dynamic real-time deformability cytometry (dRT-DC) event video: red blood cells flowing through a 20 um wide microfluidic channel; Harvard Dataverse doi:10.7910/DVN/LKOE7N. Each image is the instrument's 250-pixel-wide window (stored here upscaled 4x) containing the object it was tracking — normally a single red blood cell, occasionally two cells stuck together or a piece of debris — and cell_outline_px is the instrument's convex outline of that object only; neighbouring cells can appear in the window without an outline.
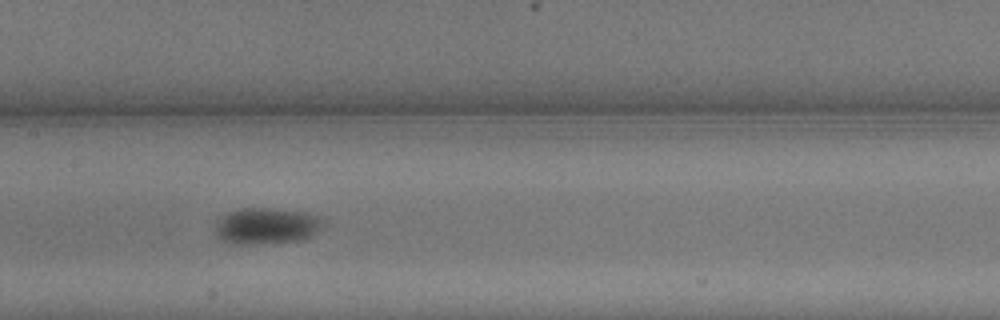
{"species": "common noctule bat (a hibernating species)", "species_latin": "Nyctalus noctula", "temperature_condition": "warm", "stored_images_in_passage": 19, "camera_frame_rate_fps": 3000, "um_per_image_px": 0.085, "animal": {"sex": "male", "body_mass_g": 13.3}, "frame": {"image": 1, "passage_image": 6, "time_ms": 1.667, "image_size_px": [1000, 320], "cell_outline_px": [[324, 224], [312, 236], [304, 240], [260, 244], [232, 244], [216, 236], [216, 224], [220, 216], [228, 212], [240, 208], [272, 208], [308, 212], [324, 220]], "centroid_in_image_um": [22.66, 19.2], "position_along_channel_um": 184.7, "area_um2": 23.12}}
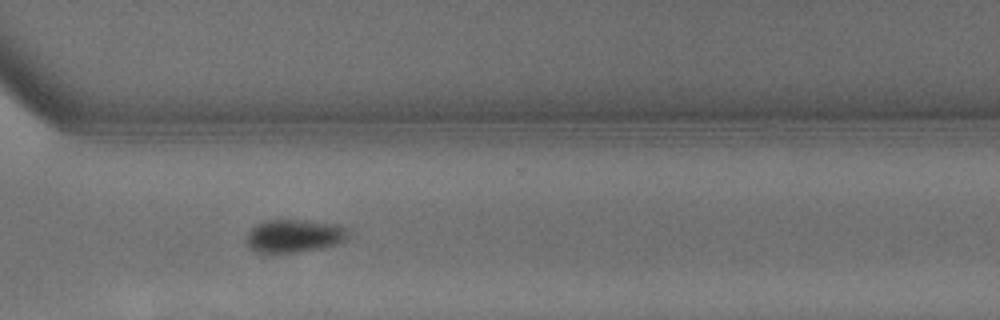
{"frame": {"image": 2, "passage_image": 12, "time_ms": 3.667, "image_size_px": [1000, 320], "cell_outline_px": [[348, 236], [344, 240], [336, 244], [324, 248], [276, 256], [272, 256], [256, 252], [248, 248], [244, 240], [248, 232], [256, 224], [264, 220], [304, 220], [340, 224], [348, 228]], "centroid_in_image_um": [24.94, 20.1], "position_along_channel_um": 345.7, "area_um2": 20.63}}
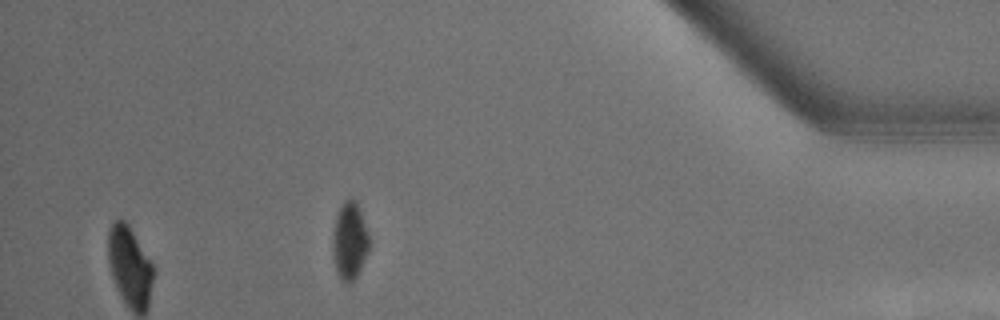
{"frame": {"image": 3, "passage_image": 16, "time_ms": 5.0, "image_size_px": [1000, 320], "cell_outline_px": [[372, 244], [352, 284], [348, 284], [340, 280], [336, 272], [332, 248], [332, 240], [336, 216], [344, 200], [356, 200], [360, 208]], "centroid_in_image_um": [29.74, 20.51], "position_along_channel_um": 405.5, "area_um2": 16.7}}